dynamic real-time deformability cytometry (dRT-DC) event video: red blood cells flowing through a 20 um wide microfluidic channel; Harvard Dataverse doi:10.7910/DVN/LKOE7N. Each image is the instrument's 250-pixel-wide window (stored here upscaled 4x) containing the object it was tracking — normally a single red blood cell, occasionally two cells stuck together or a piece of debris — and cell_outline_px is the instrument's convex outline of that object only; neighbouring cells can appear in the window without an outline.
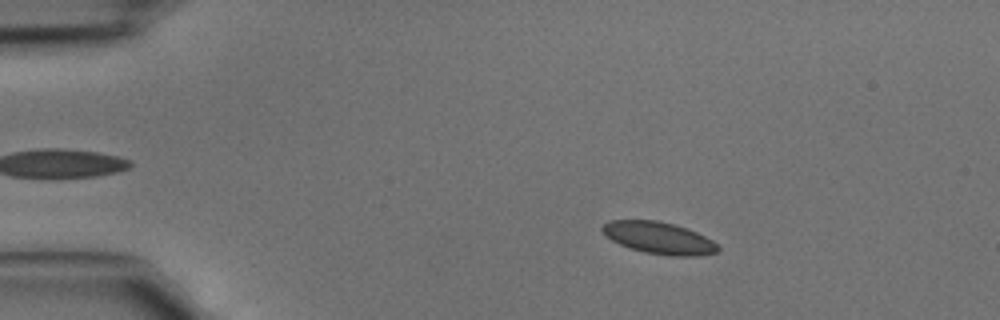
{"species": "common noctule bat (a hibernating species)", "species_latin": "Nyctalus noctula", "temperature_condition": "cold", "stored_images_in_passage": 39, "camera_frame_rate_fps": 3000, "um_per_image_px": 0.085, "animal": {"sex": "male", "body_mass_g": 15.6}, "frame": {"image": 1, "passage_image": 2, "time_ms": 0.333, "image_size_px": [1000, 320], "cell_outline_px": [[720, 248], [716, 252], [700, 256], [672, 256], [644, 252], [620, 244], [612, 240], [600, 228], [608, 220], [656, 220], [688, 228], [712, 240]], "centroid_in_image_um": [56.02, 20.22], "position_along_channel_um": 29.0, "area_um2": 21.33}}
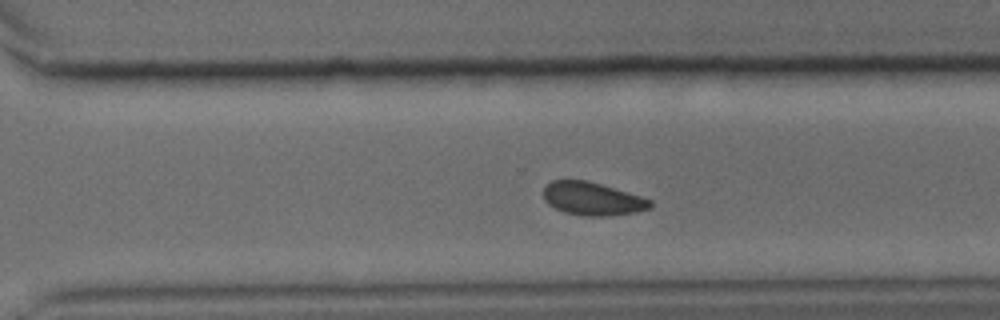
{"frame": {"image": 2, "passage_image": 26, "time_ms": 8.333, "image_size_px": [1000, 320], "cell_outline_px": [[652, 208], [636, 212], [608, 216], [588, 216], [564, 212], [548, 204], [544, 200], [544, 188], [552, 180], [588, 180], [640, 196], [652, 200]], "centroid_in_image_um": [50.37, 16.89], "position_along_channel_um": 320.2, "area_um2": 20.52}}
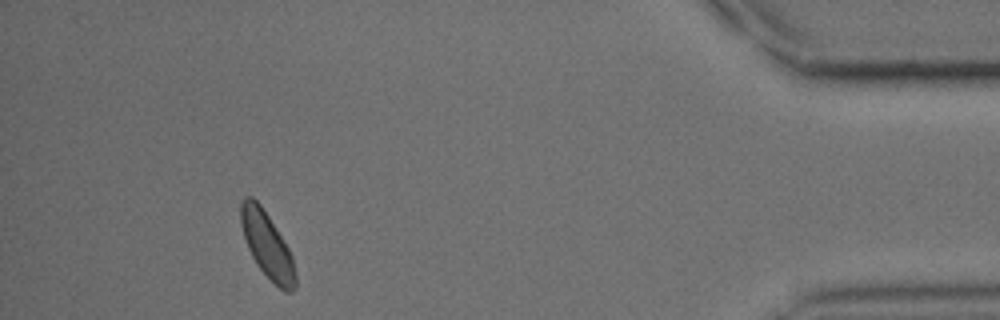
{"frame": {"image": 3, "passage_image": 36, "time_ms": 11.667, "image_size_px": [1000, 320], "cell_outline_px": [[296, 288], [292, 292], [284, 292], [256, 264], [248, 248], [240, 224], [240, 200], [244, 196], [252, 196], [260, 204], [276, 228], [288, 248], [292, 256], [296, 276]], "centroid_in_image_um": [22.69, 20.81], "position_along_channel_um": 412.5, "area_um2": 20.75}}